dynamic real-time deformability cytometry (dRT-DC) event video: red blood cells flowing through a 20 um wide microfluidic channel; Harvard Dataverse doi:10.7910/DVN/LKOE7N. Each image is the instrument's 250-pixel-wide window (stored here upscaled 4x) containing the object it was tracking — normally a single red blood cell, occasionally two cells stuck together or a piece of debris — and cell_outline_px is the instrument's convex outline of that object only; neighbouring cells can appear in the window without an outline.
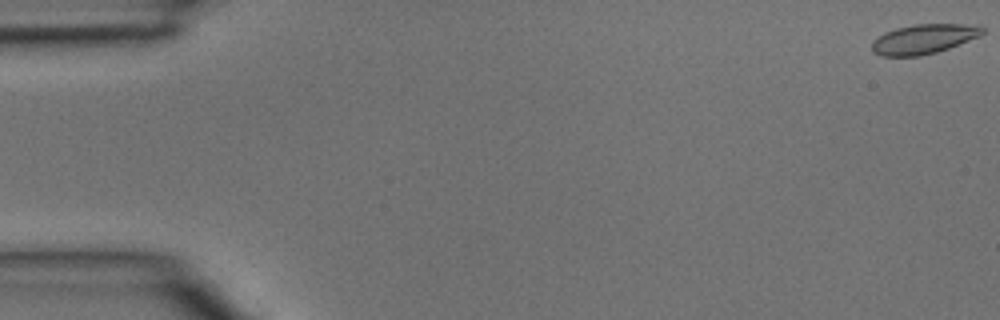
{"species": "common noctule bat (a hibernating species)", "species_latin": "Nyctalus noctula", "temperature_condition": "room temperature", "stored_images_in_passage": 4, "camera_frame_rate_fps": 3000, "um_per_image_px": 0.085, "animal": {"sex": "male", "body_mass_g": 15.6}, "frame": {"image": 1, "passage_image": 1, "time_ms": 0.0, "image_size_px": [1000, 320], "cell_outline_px": [[984, 32], [980, 36], [948, 48], [936, 52], [920, 56], [880, 56], [872, 52], [872, 40], [884, 32], [896, 28], [916, 24], [976, 24], [984, 28]], "centroid_in_image_um": [78.5, 3.31], "position_along_channel_um": 6.5, "area_um2": 19.19}}
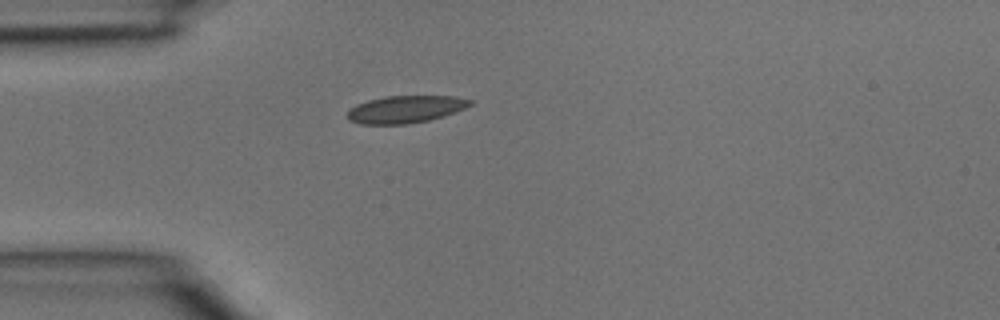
{"frame": {"image": 2, "passage_image": 4, "time_ms": 1.0, "image_size_px": [1000, 320], "cell_outline_px": [[472, 104], [464, 108], [444, 116], [428, 120], [408, 124], [360, 124], [348, 120], [348, 112], [356, 104], [368, 100], [384, 96], [452, 96], [472, 100]], "centroid_in_image_um": [34.45, 9.29], "position_along_channel_um": 50.6, "area_um2": 19.42}}